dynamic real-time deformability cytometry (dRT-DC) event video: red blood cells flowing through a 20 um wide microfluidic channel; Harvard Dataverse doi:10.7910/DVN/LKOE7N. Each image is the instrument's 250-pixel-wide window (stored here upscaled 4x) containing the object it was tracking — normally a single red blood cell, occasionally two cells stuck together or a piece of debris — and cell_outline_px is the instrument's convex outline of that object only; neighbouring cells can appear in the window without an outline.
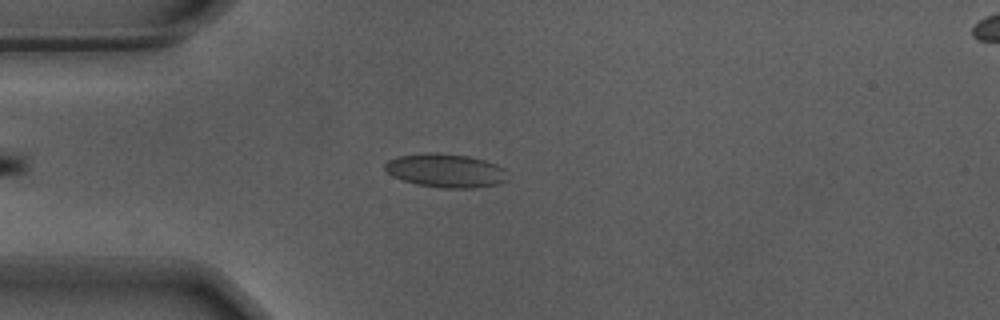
{"species": "Egyptian fruit bat (a non-hibernating species)", "species_latin": "Rousettus aegyptiacus", "temperature_condition": "warm", "stored_images_in_passage": 34, "camera_frame_rate_fps": 3000, "um_per_image_px": 0.085, "animal": {"sex": "male"}, "frame": {"image": 1, "passage_image": 2, "time_ms": 0.333, "image_size_px": [1000, 320], "cell_outline_px": [[508, 180], [496, 184], [472, 188], [440, 188], [416, 184], [392, 176], [384, 168], [384, 164], [388, 160], [400, 156], [428, 152], [436, 152], [468, 156], [484, 160], [496, 164], [504, 168]], "centroid_in_image_um": [37.88, 14.5], "position_along_channel_um": 47.1, "area_um2": 24.04}}
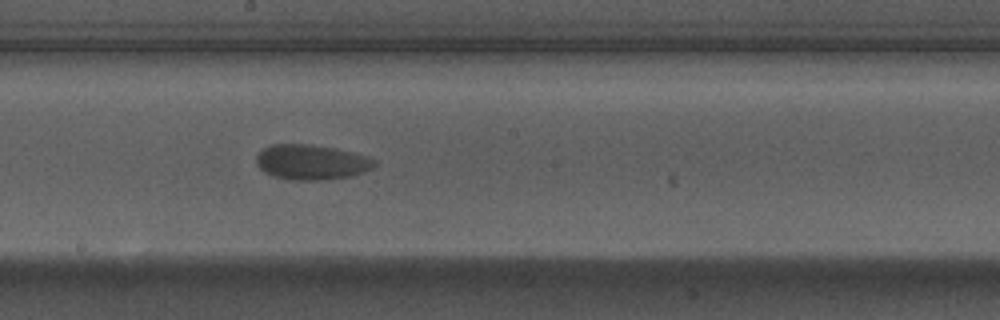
{"frame": {"image": 2, "passage_image": 18, "time_ms": 5.667, "image_size_px": [1000, 320], "cell_outline_px": [[376, 164], [372, 168], [364, 172], [352, 176], [320, 180], [292, 180], [276, 176], [264, 172], [256, 164], [256, 156], [264, 148], [272, 144], [308, 144], [332, 148], [352, 152], [368, 156], [376, 160]], "centroid_in_image_um": [26.48, 13.78], "position_along_channel_um": 221.7, "area_um2": 24.04}}
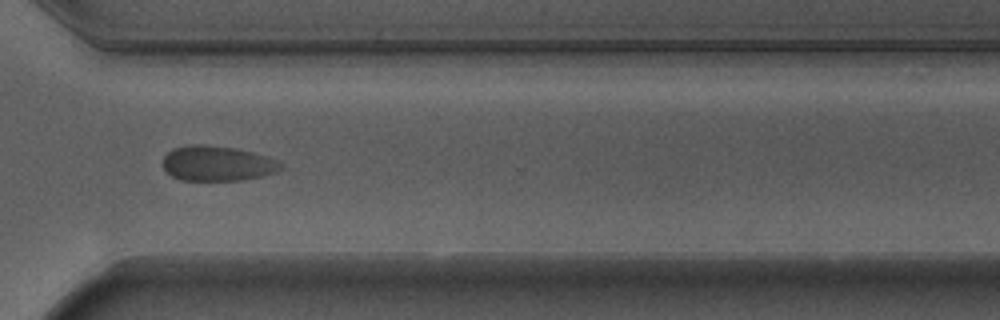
{"frame": {"image": 3, "passage_image": 29, "time_ms": 9.333, "image_size_px": [1000, 320], "cell_outline_px": [[284, 168], [276, 172], [264, 176], [244, 180], [180, 180], [172, 176], [164, 168], [164, 156], [172, 148], [192, 144], [204, 144], [236, 148], [268, 156], [284, 164]], "centroid_in_image_um": [18.52, 13.89], "position_along_channel_um": 352.1, "area_um2": 24.33}, "authors_computed_cell_mechanics": {"area_um2": 23.9292, "velocity_mm_per_s": 3.549, "shape_relaxation_time_tau1_ms": 4.5378, "shape_relaxation_time_tau2_ms": null, "deformation_change_tau1": 0.0618, "deformation_change_tau2": null}}